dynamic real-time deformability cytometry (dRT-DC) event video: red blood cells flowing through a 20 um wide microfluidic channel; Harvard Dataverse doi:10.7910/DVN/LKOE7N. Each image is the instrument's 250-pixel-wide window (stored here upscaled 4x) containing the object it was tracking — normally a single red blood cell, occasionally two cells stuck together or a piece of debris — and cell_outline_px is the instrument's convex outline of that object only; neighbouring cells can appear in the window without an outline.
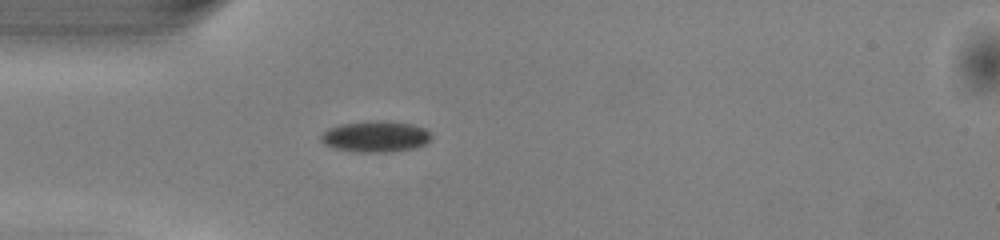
{"species": "common noctule bat (a hibernating species)", "species_latin": "Nyctalus noctula", "temperature_condition": "warm", "stored_images_in_passage": 37, "camera_frame_rate_fps": 3000, "um_per_image_px": 0.085, "animal": {"sex": "male", "body_mass_g": 13.0, "forearm_length_mm": 53.1}, "frame": {"image": 1, "passage_image": 1, "time_ms": 0.0, "image_size_px": [1000, 240], "cell_outline_px": [[432, 136], [428, 144], [412, 148], [392, 152], [356, 152], [332, 148], [324, 144], [320, 140], [320, 136], [328, 128], [340, 124], [368, 120], [384, 120], [412, 124], [424, 128]], "centroid_in_image_um": [31.9, 11.6], "position_along_channel_um": 53.1, "area_um2": 20.35}}
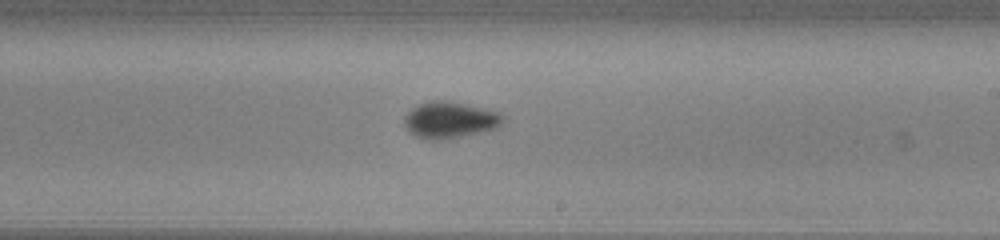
{"frame": {"image": 2, "passage_image": 16, "time_ms": 5.0, "image_size_px": [1000, 240], "cell_outline_px": [[504, 120], [496, 128], [480, 132], [444, 140], [428, 140], [416, 136], [408, 132], [404, 128], [404, 116], [416, 104], [432, 100], [448, 100], [484, 108], [500, 112], [504, 116]], "centroid_in_image_um": [38.2, 10.19], "position_along_channel_um": 250.8, "area_um2": 21.27}}
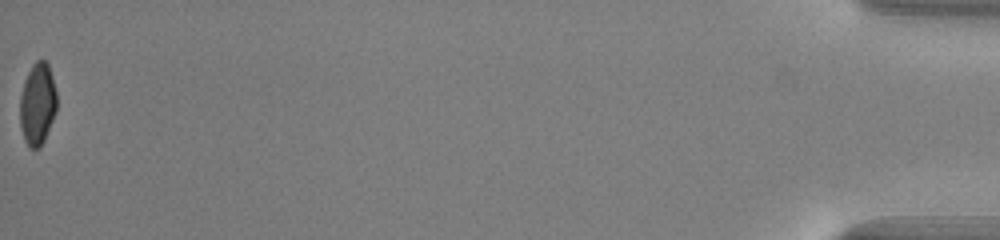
{"frame": {"image": 3, "passage_image": 37, "time_ms": 12.0, "image_size_px": [1000, 240], "cell_outline_px": [[56, 112], [44, 140], [40, 148], [32, 148], [24, 140], [20, 128], [20, 96], [28, 72], [32, 64], [36, 60], [44, 60], [48, 64], [52, 76], [56, 92]], "centroid_in_image_um": [3.18, 8.84], "position_along_channel_um": 432.0, "area_um2": 17.51}, "authors_computed_cell_mechanics": {"area_um2": 19.363, "velocity_mm_per_s": 4.1061, "shape_relaxation_time_tau1_ms": 2.8315, "shape_relaxation_time_tau2_ms": 1.7086, "deformation_change_tau1": 0.11, "deformation_change_tau2": 0.0442}}